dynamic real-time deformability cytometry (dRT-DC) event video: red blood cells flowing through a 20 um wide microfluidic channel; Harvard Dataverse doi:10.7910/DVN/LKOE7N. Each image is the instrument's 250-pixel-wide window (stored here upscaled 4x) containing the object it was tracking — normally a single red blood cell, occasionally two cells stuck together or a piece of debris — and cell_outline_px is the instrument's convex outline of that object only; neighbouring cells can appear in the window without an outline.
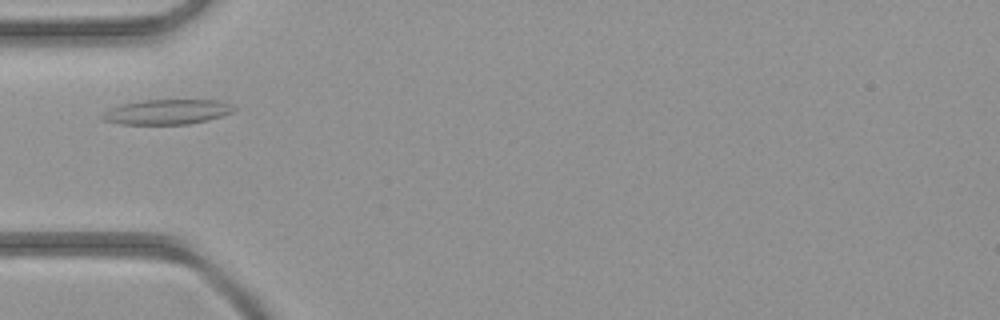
{"species": "common noctule bat (a hibernating species)", "species_latin": "Nyctalus noctula", "temperature_condition": "room temperature", "stored_images_in_passage": 3, "camera_frame_rate_fps": 3000, "um_per_image_px": 0.085, "animal": {"sex": "female", "body_mass_g": 21.9}, "frame": {"image": 1, "passage_image": 3, "time_ms": 2.333, "image_size_px": [1000, 320], "cell_outline_px": [[236, 108], [232, 112], [208, 120], [188, 124], [120, 124], [104, 120], [100, 116], [108, 108], [140, 100], [216, 100], [228, 104]], "centroid_in_image_um": [14.15, 9.51], "position_along_channel_um": 70.8, "area_um2": 18.96}}